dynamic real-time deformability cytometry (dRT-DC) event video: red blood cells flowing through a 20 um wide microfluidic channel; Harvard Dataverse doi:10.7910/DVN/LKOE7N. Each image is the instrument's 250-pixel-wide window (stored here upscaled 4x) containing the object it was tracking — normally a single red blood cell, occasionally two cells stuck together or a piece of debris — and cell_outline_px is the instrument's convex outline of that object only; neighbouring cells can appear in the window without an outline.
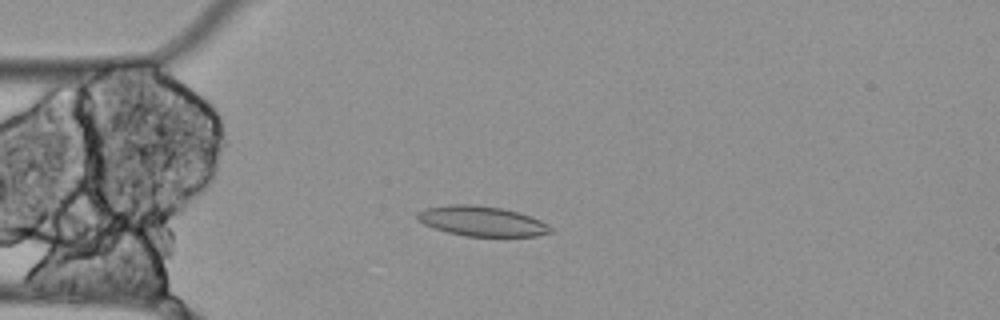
{"species": "Egyptian fruit bat (a non-hibernating species)", "species_latin": "Rousettus aegyptiacus", "temperature_condition": "cold", "stored_images_in_passage": 8, "camera_frame_rate_fps": 3000, "um_per_image_px": 0.085, "animal": {"sex": "female"}, "frame": {"image": 1, "passage_image": 5, "time_ms": 1.333, "image_size_px": [1000, 320], "cell_outline_px": [[552, 232], [536, 236], [464, 236], [432, 228], [416, 220], [416, 212], [424, 208], [448, 204], [476, 204], [500, 208], [516, 212], [540, 220], [548, 224], [552, 228]], "centroid_in_image_um": [40.88, 18.79], "position_along_channel_um": 44.1, "area_um2": 23.41}}
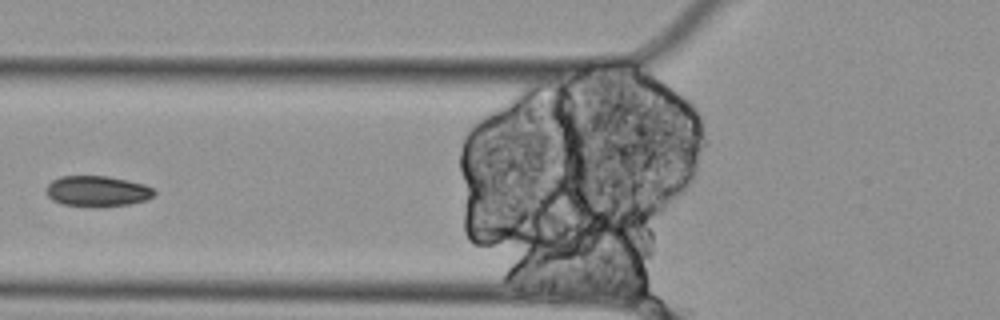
{"frame": {"image": 2, "passage_image": 7, "time_ms": 2.0, "image_size_px": [1000, 320], "cell_outline_px": [[156, 192], [148, 200], [128, 204], [100, 208], [92, 208], [64, 204], [52, 200], [44, 192], [44, 188], [52, 180], [60, 176], [108, 176], [128, 180], [144, 184], [152, 188]], "centroid_in_image_um": [8.24, 16.26], "position_along_channel_um": 117.6, "area_um2": 19.77}}
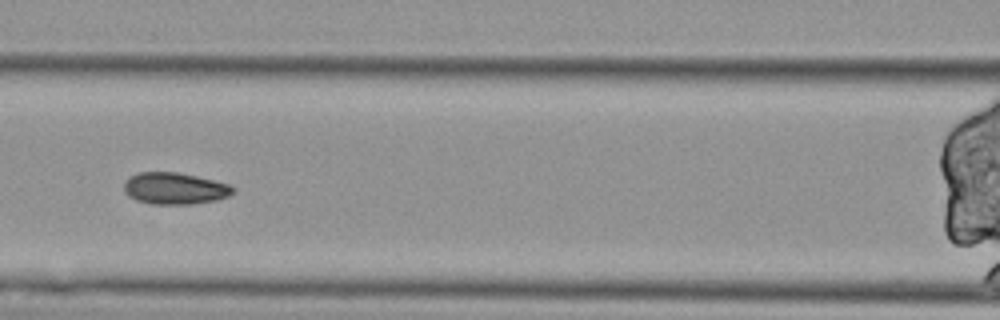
{"frame": {"image": 3, "passage_image": 8, "time_ms": 2.333, "image_size_px": [1000, 320], "cell_outline_px": [[236, 192], [228, 196], [216, 200], [192, 204], [148, 204], [136, 200], [128, 196], [124, 192], [124, 184], [136, 172], [180, 172], [232, 184], [236, 188]], "centroid_in_image_um": [14.9, 16.02], "position_along_channel_um": 151.7, "area_um2": 20.46}}